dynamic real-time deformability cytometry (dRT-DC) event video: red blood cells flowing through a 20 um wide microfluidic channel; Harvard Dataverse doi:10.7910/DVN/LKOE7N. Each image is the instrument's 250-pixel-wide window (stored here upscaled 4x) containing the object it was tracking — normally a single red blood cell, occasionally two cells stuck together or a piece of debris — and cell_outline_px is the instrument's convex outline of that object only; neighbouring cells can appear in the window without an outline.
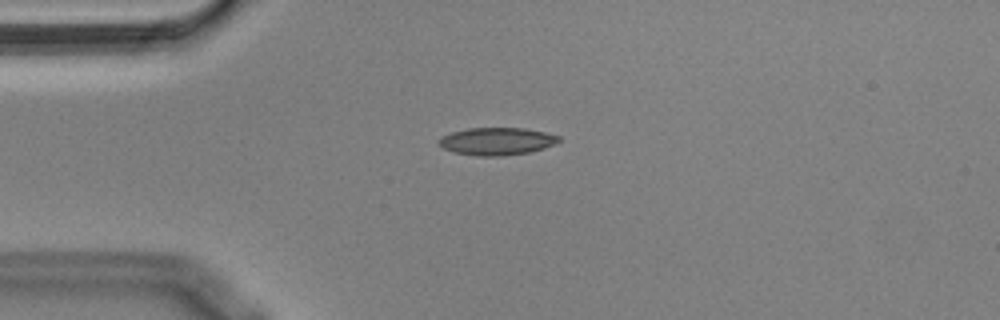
{"species": "Egyptian fruit bat (a non-hibernating species)", "species_latin": "Rousettus aegyptiacus", "temperature_condition": "cold", "stored_images_in_passage": 6, "camera_frame_rate_fps": 3000, "um_per_image_px": 0.085, "animal": {"sex": "male"}, "frame": {"image": 1, "passage_image": 1, "time_ms": 0.0, "image_size_px": [1000, 320], "cell_outline_px": [[560, 140], [556, 144], [544, 148], [528, 152], [500, 156], [476, 156], [452, 152], [444, 148], [440, 144], [440, 136], [452, 132], [468, 128], [524, 128], [544, 132], [560, 136]], "centroid_in_image_um": [42.23, 12.01], "position_along_channel_um": 42.8, "area_um2": 19.19}}